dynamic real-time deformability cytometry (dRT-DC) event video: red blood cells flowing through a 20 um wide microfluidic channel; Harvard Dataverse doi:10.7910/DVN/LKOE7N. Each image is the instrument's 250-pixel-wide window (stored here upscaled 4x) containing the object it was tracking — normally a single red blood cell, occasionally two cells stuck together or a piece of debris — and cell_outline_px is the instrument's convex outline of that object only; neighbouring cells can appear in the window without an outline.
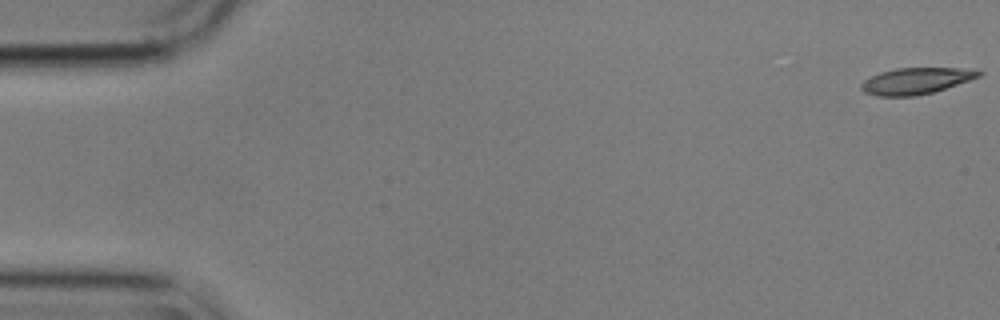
{"species": "common noctule bat (a hibernating species)", "species_latin": "Nyctalus noctula", "temperature_condition": "cold", "stored_images_in_passage": 9, "camera_frame_rate_fps": 3000, "um_per_image_px": 0.085, "animal": {"sex": "male", "body_mass_g": 17.9}, "frame": {"image": 1, "passage_image": 1, "time_ms": 0.0, "image_size_px": [1000, 320], "cell_outline_px": [[984, 72], [980, 76], [932, 92], [916, 96], [876, 96], [864, 92], [860, 88], [860, 84], [864, 80], [880, 72], [896, 68], [956, 68]], "centroid_in_image_um": [77.78, 6.88], "position_along_channel_um": 7.2, "area_um2": 17.74}}